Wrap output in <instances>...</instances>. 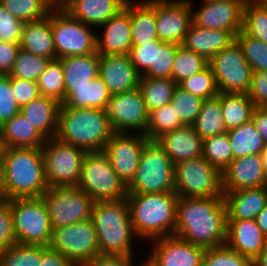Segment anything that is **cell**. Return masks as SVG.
I'll use <instances>...</instances> for the list:
<instances>
[{"label":"cell","mask_w":267,"mask_h":266,"mask_svg":"<svg viewBox=\"0 0 267 266\" xmlns=\"http://www.w3.org/2000/svg\"><path fill=\"white\" fill-rule=\"evenodd\" d=\"M49 188L76 186L80 179L86 151L56 137L46 139L41 147Z\"/></svg>","instance_id":"11"},{"label":"cell","mask_w":267,"mask_h":266,"mask_svg":"<svg viewBox=\"0 0 267 266\" xmlns=\"http://www.w3.org/2000/svg\"><path fill=\"white\" fill-rule=\"evenodd\" d=\"M41 245L15 244L0 253V266H39Z\"/></svg>","instance_id":"47"},{"label":"cell","mask_w":267,"mask_h":266,"mask_svg":"<svg viewBox=\"0 0 267 266\" xmlns=\"http://www.w3.org/2000/svg\"><path fill=\"white\" fill-rule=\"evenodd\" d=\"M148 141L149 139L141 133L114 132L106 143L103 152L126 186L138 169L143 148Z\"/></svg>","instance_id":"17"},{"label":"cell","mask_w":267,"mask_h":266,"mask_svg":"<svg viewBox=\"0 0 267 266\" xmlns=\"http://www.w3.org/2000/svg\"><path fill=\"white\" fill-rule=\"evenodd\" d=\"M111 94L103 80L97 76L82 86H73V91H65V107L106 109Z\"/></svg>","instance_id":"33"},{"label":"cell","mask_w":267,"mask_h":266,"mask_svg":"<svg viewBox=\"0 0 267 266\" xmlns=\"http://www.w3.org/2000/svg\"><path fill=\"white\" fill-rule=\"evenodd\" d=\"M17 244L9 200L0 203V253Z\"/></svg>","instance_id":"54"},{"label":"cell","mask_w":267,"mask_h":266,"mask_svg":"<svg viewBox=\"0 0 267 266\" xmlns=\"http://www.w3.org/2000/svg\"><path fill=\"white\" fill-rule=\"evenodd\" d=\"M20 112L11 86V76L0 75V126Z\"/></svg>","instance_id":"52"},{"label":"cell","mask_w":267,"mask_h":266,"mask_svg":"<svg viewBox=\"0 0 267 266\" xmlns=\"http://www.w3.org/2000/svg\"><path fill=\"white\" fill-rule=\"evenodd\" d=\"M259 1L262 2L267 7V0H259Z\"/></svg>","instance_id":"67"},{"label":"cell","mask_w":267,"mask_h":266,"mask_svg":"<svg viewBox=\"0 0 267 266\" xmlns=\"http://www.w3.org/2000/svg\"><path fill=\"white\" fill-rule=\"evenodd\" d=\"M243 31L252 38L267 43V7L259 0H246Z\"/></svg>","instance_id":"40"},{"label":"cell","mask_w":267,"mask_h":266,"mask_svg":"<svg viewBox=\"0 0 267 266\" xmlns=\"http://www.w3.org/2000/svg\"><path fill=\"white\" fill-rule=\"evenodd\" d=\"M1 152H2V145H1V141H0V160H1Z\"/></svg>","instance_id":"68"},{"label":"cell","mask_w":267,"mask_h":266,"mask_svg":"<svg viewBox=\"0 0 267 266\" xmlns=\"http://www.w3.org/2000/svg\"><path fill=\"white\" fill-rule=\"evenodd\" d=\"M267 186L260 155L233 159L222 172V192Z\"/></svg>","instance_id":"20"},{"label":"cell","mask_w":267,"mask_h":266,"mask_svg":"<svg viewBox=\"0 0 267 266\" xmlns=\"http://www.w3.org/2000/svg\"><path fill=\"white\" fill-rule=\"evenodd\" d=\"M202 266H253V260L222 245L205 250Z\"/></svg>","instance_id":"49"},{"label":"cell","mask_w":267,"mask_h":266,"mask_svg":"<svg viewBox=\"0 0 267 266\" xmlns=\"http://www.w3.org/2000/svg\"><path fill=\"white\" fill-rule=\"evenodd\" d=\"M54 7H62L64 0H48Z\"/></svg>","instance_id":"65"},{"label":"cell","mask_w":267,"mask_h":266,"mask_svg":"<svg viewBox=\"0 0 267 266\" xmlns=\"http://www.w3.org/2000/svg\"><path fill=\"white\" fill-rule=\"evenodd\" d=\"M127 0H64L62 8L85 25L99 27L117 14Z\"/></svg>","instance_id":"25"},{"label":"cell","mask_w":267,"mask_h":266,"mask_svg":"<svg viewBox=\"0 0 267 266\" xmlns=\"http://www.w3.org/2000/svg\"><path fill=\"white\" fill-rule=\"evenodd\" d=\"M235 40L253 72L267 71V43L252 38L243 30L235 36Z\"/></svg>","instance_id":"46"},{"label":"cell","mask_w":267,"mask_h":266,"mask_svg":"<svg viewBox=\"0 0 267 266\" xmlns=\"http://www.w3.org/2000/svg\"><path fill=\"white\" fill-rule=\"evenodd\" d=\"M51 28L56 59L96 52L97 33L94 27L73 18L62 7L51 10Z\"/></svg>","instance_id":"10"},{"label":"cell","mask_w":267,"mask_h":266,"mask_svg":"<svg viewBox=\"0 0 267 266\" xmlns=\"http://www.w3.org/2000/svg\"><path fill=\"white\" fill-rule=\"evenodd\" d=\"M190 1L192 23L198 27L229 31L236 36L243 30L246 0H202V6L194 9Z\"/></svg>","instance_id":"16"},{"label":"cell","mask_w":267,"mask_h":266,"mask_svg":"<svg viewBox=\"0 0 267 266\" xmlns=\"http://www.w3.org/2000/svg\"><path fill=\"white\" fill-rule=\"evenodd\" d=\"M211 165L221 173L233 160V153L229 137L226 132L208 137L203 140V155Z\"/></svg>","instance_id":"41"},{"label":"cell","mask_w":267,"mask_h":266,"mask_svg":"<svg viewBox=\"0 0 267 266\" xmlns=\"http://www.w3.org/2000/svg\"><path fill=\"white\" fill-rule=\"evenodd\" d=\"M105 110L114 132L145 133L149 113L139 88L111 95Z\"/></svg>","instance_id":"15"},{"label":"cell","mask_w":267,"mask_h":266,"mask_svg":"<svg viewBox=\"0 0 267 266\" xmlns=\"http://www.w3.org/2000/svg\"><path fill=\"white\" fill-rule=\"evenodd\" d=\"M36 82L40 95L53 98L60 104L65 101V78L59 59L50 60Z\"/></svg>","instance_id":"38"},{"label":"cell","mask_w":267,"mask_h":266,"mask_svg":"<svg viewBox=\"0 0 267 266\" xmlns=\"http://www.w3.org/2000/svg\"><path fill=\"white\" fill-rule=\"evenodd\" d=\"M177 50V44L165 43L159 40V48H156L155 69H149L143 77L172 79V65Z\"/></svg>","instance_id":"50"},{"label":"cell","mask_w":267,"mask_h":266,"mask_svg":"<svg viewBox=\"0 0 267 266\" xmlns=\"http://www.w3.org/2000/svg\"><path fill=\"white\" fill-rule=\"evenodd\" d=\"M39 266H75L64 255L51 249L49 246L41 245V259Z\"/></svg>","instance_id":"58"},{"label":"cell","mask_w":267,"mask_h":266,"mask_svg":"<svg viewBox=\"0 0 267 266\" xmlns=\"http://www.w3.org/2000/svg\"><path fill=\"white\" fill-rule=\"evenodd\" d=\"M253 266H267V242L260 254L254 259Z\"/></svg>","instance_id":"62"},{"label":"cell","mask_w":267,"mask_h":266,"mask_svg":"<svg viewBox=\"0 0 267 266\" xmlns=\"http://www.w3.org/2000/svg\"><path fill=\"white\" fill-rule=\"evenodd\" d=\"M174 192L178 197H224L222 173L203 157L174 164Z\"/></svg>","instance_id":"8"},{"label":"cell","mask_w":267,"mask_h":266,"mask_svg":"<svg viewBox=\"0 0 267 266\" xmlns=\"http://www.w3.org/2000/svg\"><path fill=\"white\" fill-rule=\"evenodd\" d=\"M203 100L177 85L170 104L179 120L184 125L191 126L200 112Z\"/></svg>","instance_id":"45"},{"label":"cell","mask_w":267,"mask_h":266,"mask_svg":"<svg viewBox=\"0 0 267 266\" xmlns=\"http://www.w3.org/2000/svg\"><path fill=\"white\" fill-rule=\"evenodd\" d=\"M23 25L22 20L8 12L0 3V41L19 44Z\"/></svg>","instance_id":"53"},{"label":"cell","mask_w":267,"mask_h":266,"mask_svg":"<svg viewBox=\"0 0 267 266\" xmlns=\"http://www.w3.org/2000/svg\"><path fill=\"white\" fill-rule=\"evenodd\" d=\"M219 92L248 94L253 70L246 61L241 46L235 40L210 60Z\"/></svg>","instance_id":"14"},{"label":"cell","mask_w":267,"mask_h":266,"mask_svg":"<svg viewBox=\"0 0 267 266\" xmlns=\"http://www.w3.org/2000/svg\"><path fill=\"white\" fill-rule=\"evenodd\" d=\"M258 227L261 229L262 233L267 238V205L255 218Z\"/></svg>","instance_id":"61"},{"label":"cell","mask_w":267,"mask_h":266,"mask_svg":"<svg viewBox=\"0 0 267 266\" xmlns=\"http://www.w3.org/2000/svg\"><path fill=\"white\" fill-rule=\"evenodd\" d=\"M174 164L161 146L149 140L144 148L140 164L127 194L174 192Z\"/></svg>","instance_id":"6"},{"label":"cell","mask_w":267,"mask_h":266,"mask_svg":"<svg viewBox=\"0 0 267 266\" xmlns=\"http://www.w3.org/2000/svg\"><path fill=\"white\" fill-rule=\"evenodd\" d=\"M20 45L0 41V75H9L15 64Z\"/></svg>","instance_id":"57"},{"label":"cell","mask_w":267,"mask_h":266,"mask_svg":"<svg viewBox=\"0 0 267 266\" xmlns=\"http://www.w3.org/2000/svg\"><path fill=\"white\" fill-rule=\"evenodd\" d=\"M209 65V62L201 55L188 50L183 45H178L172 65V80L179 84L184 79L201 72Z\"/></svg>","instance_id":"42"},{"label":"cell","mask_w":267,"mask_h":266,"mask_svg":"<svg viewBox=\"0 0 267 266\" xmlns=\"http://www.w3.org/2000/svg\"><path fill=\"white\" fill-rule=\"evenodd\" d=\"M156 48H159V40L143 46H132L128 55L140 76H143L149 69H155Z\"/></svg>","instance_id":"51"},{"label":"cell","mask_w":267,"mask_h":266,"mask_svg":"<svg viewBox=\"0 0 267 266\" xmlns=\"http://www.w3.org/2000/svg\"><path fill=\"white\" fill-rule=\"evenodd\" d=\"M227 134L233 159L248 155H260L266 146L261 135L256 131L252 120L228 130Z\"/></svg>","instance_id":"36"},{"label":"cell","mask_w":267,"mask_h":266,"mask_svg":"<svg viewBox=\"0 0 267 266\" xmlns=\"http://www.w3.org/2000/svg\"><path fill=\"white\" fill-rule=\"evenodd\" d=\"M7 200L37 198L48 190L41 148H2Z\"/></svg>","instance_id":"2"},{"label":"cell","mask_w":267,"mask_h":266,"mask_svg":"<svg viewBox=\"0 0 267 266\" xmlns=\"http://www.w3.org/2000/svg\"><path fill=\"white\" fill-rule=\"evenodd\" d=\"M91 220L96 229L101 255L133 257V240H137L124 199L97 201Z\"/></svg>","instance_id":"5"},{"label":"cell","mask_w":267,"mask_h":266,"mask_svg":"<svg viewBox=\"0 0 267 266\" xmlns=\"http://www.w3.org/2000/svg\"><path fill=\"white\" fill-rule=\"evenodd\" d=\"M184 126L176 116V112L171 104H165L162 107L149 112L148 123L144 135L149 139L156 141L162 135Z\"/></svg>","instance_id":"39"},{"label":"cell","mask_w":267,"mask_h":266,"mask_svg":"<svg viewBox=\"0 0 267 266\" xmlns=\"http://www.w3.org/2000/svg\"><path fill=\"white\" fill-rule=\"evenodd\" d=\"M51 229L91 219L94 201L76 186L51 187L42 195Z\"/></svg>","instance_id":"13"},{"label":"cell","mask_w":267,"mask_h":266,"mask_svg":"<svg viewBox=\"0 0 267 266\" xmlns=\"http://www.w3.org/2000/svg\"><path fill=\"white\" fill-rule=\"evenodd\" d=\"M227 209L224 197H178L176 236L205 249L225 245Z\"/></svg>","instance_id":"1"},{"label":"cell","mask_w":267,"mask_h":266,"mask_svg":"<svg viewBox=\"0 0 267 266\" xmlns=\"http://www.w3.org/2000/svg\"><path fill=\"white\" fill-rule=\"evenodd\" d=\"M267 238L258 227L256 220H227L226 241L230 249L254 259L265 247Z\"/></svg>","instance_id":"23"},{"label":"cell","mask_w":267,"mask_h":266,"mask_svg":"<svg viewBox=\"0 0 267 266\" xmlns=\"http://www.w3.org/2000/svg\"><path fill=\"white\" fill-rule=\"evenodd\" d=\"M171 78H148L140 76L139 86L148 113L171 102L177 87Z\"/></svg>","instance_id":"37"},{"label":"cell","mask_w":267,"mask_h":266,"mask_svg":"<svg viewBox=\"0 0 267 266\" xmlns=\"http://www.w3.org/2000/svg\"><path fill=\"white\" fill-rule=\"evenodd\" d=\"M156 11V32L165 43L182 45L192 24L189 0H147Z\"/></svg>","instance_id":"18"},{"label":"cell","mask_w":267,"mask_h":266,"mask_svg":"<svg viewBox=\"0 0 267 266\" xmlns=\"http://www.w3.org/2000/svg\"><path fill=\"white\" fill-rule=\"evenodd\" d=\"M233 41L235 36L229 31L205 29L192 23L182 45L209 62L216 53L228 47Z\"/></svg>","instance_id":"28"},{"label":"cell","mask_w":267,"mask_h":266,"mask_svg":"<svg viewBox=\"0 0 267 266\" xmlns=\"http://www.w3.org/2000/svg\"><path fill=\"white\" fill-rule=\"evenodd\" d=\"M0 3L23 22L43 19L54 8L48 0H0Z\"/></svg>","instance_id":"43"},{"label":"cell","mask_w":267,"mask_h":266,"mask_svg":"<svg viewBox=\"0 0 267 266\" xmlns=\"http://www.w3.org/2000/svg\"><path fill=\"white\" fill-rule=\"evenodd\" d=\"M220 103L227 131L251 120L255 105L248 94L220 92Z\"/></svg>","instance_id":"34"},{"label":"cell","mask_w":267,"mask_h":266,"mask_svg":"<svg viewBox=\"0 0 267 266\" xmlns=\"http://www.w3.org/2000/svg\"><path fill=\"white\" fill-rule=\"evenodd\" d=\"M156 142L170 157L173 164L203 155V140L189 125H184L162 135Z\"/></svg>","instance_id":"24"},{"label":"cell","mask_w":267,"mask_h":266,"mask_svg":"<svg viewBox=\"0 0 267 266\" xmlns=\"http://www.w3.org/2000/svg\"><path fill=\"white\" fill-rule=\"evenodd\" d=\"M251 120L256 131L261 135L264 143L267 145V107L255 106Z\"/></svg>","instance_id":"60"},{"label":"cell","mask_w":267,"mask_h":266,"mask_svg":"<svg viewBox=\"0 0 267 266\" xmlns=\"http://www.w3.org/2000/svg\"><path fill=\"white\" fill-rule=\"evenodd\" d=\"M114 133L105 109L71 108L60 105L55 137L84 149L103 151Z\"/></svg>","instance_id":"4"},{"label":"cell","mask_w":267,"mask_h":266,"mask_svg":"<svg viewBox=\"0 0 267 266\" xmlns=\"http://www.w3.org/2000/svg\"><path fill=\"white\" fill-rule=\"evenodd\" d=\"M178 86L204 100L216 97L219 94L215 76L209 65L201 72L181 81Z\"/></svg>","instance_id":"48"},{"label":"cell","mask_w":267,"mask_h":266,"mask_svg":"<svg viewBox=\"0 0 267 266\" xmlns=\"http://www.w3.org/2000/svg\"><path fill=\"white\" fill-rule=\"evenodd\" d=\"M99 77L111 95L138 88L140 79L129 55H100Z\"/></svg>","instance_id":"22"},{"label":"cell","mask_w":267,"mask_h":266,"mask_svg":"<svg viewBox=\"0 0 267 266\" xmlns=\"http://www.w3.org/2000/svg\"><path fill=\"white\" fill-rule=\"evenodd\" d=\"M17 244L49 246V212L42 197L9 199Z\"/></svg>","instance_id":"9"},{"label":"cell","mask_w":267,"mask_h":266,"mask_svg":"<svg viewBox=\"0 0 267 266\" xmlns=\"http://www.w3.org/2000/svg\"><path fill=\"white\" fill-rule=\"evenodd\" d=\"M100 55L90 53L80 56L61 57L65 78V91H73V86L88 84L99 76Z\"/></svg>","instance_id":"32"},{"label":"cell","mask_w":267,"mask_h":266,"mask_svg":"<svg viewBox=\"0 0 267 266\" xmlns=\"http://www.w3.org/2000/svg\"><path fill=\"white\" fill-rule=\"evenodd\" d=\"M2 148H41L46 138L19 112L0 126Z\"/></svg>","instance_id":"29"},{"label":"cell","mask_w":267,"mask_h":266,"mask_svg":"<svg viewBox=\"0 0 267 266\" xmlns=\"http://www.w3.org/2000/svg\"><path fill=\"white\" fill-rule=\"evenodd\" d=\"M177 199L175 192L127 194L130 220L139 241L148 243L175 234Z\"/></svg>","instance_id":"3"},{"label":"cell","mask_w":267,"mask_h":266,"mask_svg":"<svg viewBox=\"0 0 267 266\" xmlns=\"http://www.w3.org/2000/svg\"><path fill=\"white\" fill-rule=\"evenodd\" d=\"M60 103L53 98L40 95L20 108V113L46 139L55 137Z\"/></svg>","instance_id":"30"},{"label":"cell","mask_w":267,"mask_h":266,"mask_svg":"<svg viewBox=\"0 0 267 266\" xmlns=\"http://www.w3.org/2000/svg\"><path fill=\"white\" fill-rule=\"evenodd\" d=\"M76 187L94 202L121 200L128 193L127 186L113 170L110 159L103 151L86 153Z\"/></svg>","instance_id":"7"},{"label":"cell","mask_w":267,"mask_h":266,"mask_svg":"<svg viewBox=\"0 0 267 266\" xmlns=\"http://www.w3.org/2000/svg\"><path fill=\"white\" fill-rule=\"evenodd\" d=\"M127 0L124 7L129 11L133 46H143L159 40L156 32V11L147 0Z\"/></svg>","instance_id":"31"},{"label":"cell","mask_w":267,"mask_h":266,"mask_svg":"<svg viewBox=\"0 0 267 266\" xmlns=\"http://www.w3.org/2000/svg\"><path fill=\"white\" fill-rule=\"evenodd\" d=\"M227 220H251L267 205V186L223 192Z\"/></svg>","instance_id":"26"},{"label":"cell","mask_w":267,"mask_h":266,"mask_svg":"<svg viewBox=\"0 0 267 266\" xmlns=\"http://www.w3.org/2000/svg\"><path fill=\"white\" fill-rule=\"evenodd\" d=\"M260 156L262 159L264 172L267 178V145L265 146L264 150L261 152Z\"/></svg>","instance_id":"64"},{"label":"cell","mask_w":267,"mask_h":266,"mask_svg":"<svg viewBox=\"0 0 267 266\" xmlns=\"http://www.w3.org/2000/svg\"><path fill=\"white\" fill-rule=\"evenodd\" d=\"M134 258L135 257L100 255L96 256L84 266H135Z\"/></svg>","instance_id":"59"},{"label":"cell","mask_w":267,"mask_h":266,"mask_svg":"<svg viewBox=\"0 0 267 266\" xmlns=\"http://www.w3.org/2000/svg\"><path fill=\"white\" fill-rule=\"evenodd\" d=\"M49 62L50 59L47 57L35 55L20 49L9 76L23 80L37 81L39 75L45 70Z\"/></svg>","instance_id":"44"},{"label":"cell","mask_w":267,"mask_h":266,"mask_svg":"<svg viewBox=\"0 0 267 266\" xmlns=\"http://www.w3.org/2000/svg\"><path fill=\"white\" fill-rule=\"evenodd\" d=\"M142 263L139 264V266H151L150 264H148L145 260L141 261Z\"/></svg>","instance_id":"66"},{"label":"cell","mask_w":267,"mask_h":266,"mask_svg":"<svg viewBox=\"0 0 267 266\" xmlns=\"http://www.w3.org/2000/svg\"><path fill=\"white\" fill-rule=\"evenodd\" d=\"M191 126L202 140L227 131L220 103V92L216 97L203 100L200 112Z\"/></svg>","instance_id":"35"},{"label":"cell","mask_w":267,"mask_h":266,"mask_svg":"<svg viewBox=\"0 0 267 266\" xmlns=\"http://www.w3.org/2000/svg\"><path fill=\"white\" fill-rule=\"evenodd\" d=\"M20 49L49 58L56 59V50L51 28V11L43 19L24 22L22 27Z\"/></svg>","instance_id":"27"},{"label":"cell","mask_w":267,"mask_h":266,"mask_svg":"<svg viewBox=\"0 0 267 266\" xmlns=\"http://www.w3.org/2000/svg\"><path fill=\"white\" fill-rule=\"evenodd\" d=\"M145 260L151 266H202L205 248L176 235L155 239Z\"/></svg>","instance_id":"19"},{"label":"cell","mask_w":267,"mask_h":266,"mask_svg":"<svg viewBox=\"0 0 267 266\" xmlns=\"http://www.w3.org/2000/svg\"><path fill=\"white\" fill-rule=\"evenodd\" d=\"M249 98L257 107H267V71L253 72Z\"/></svg>","instance_id":"56"},{"label":"cell","mask_w":267,"mask_h":266,"mask_svg":"<svg viewBox=\"0 0 267 266\" xmlns=\"http://www.w3.org/2000/svg\"><path fill=\"white\" fill-rule=\"evenodd\" d=\"M7 200L6 190H5V182H4V170L3 164L0 160V203Z\"/></svg>","instance_id":"63"},{"label":"cell","mask_w":267,"mask_h":266,"mask_svg":"<svg viewBox=\"0 0 267 266\" xmlns=\"http://www.w3.org/2000/svg\"><path fill=\"white\" fill-rule=\"evenodd\" d=\"M11 86L16 103L20 108L40 96L36 81L23 80L11 76Z\"/></svg>","instance_id":"55"},{"label":"cell","mask_w":267,"mask_h":266,"mask_svg":"<svg viewBox=\"0 0 267 266\" xmlns=\"http://www.w3.org/2000/svg\"><path fill=\"white\" fill-rule=\"evenodd\" d=\"M96 52L99 55H128L133 46L129 11L124 7L98 28ZM101 36V37H100Z\"/></svg>","instance_id":"21"},{"label":"cell","mask_w":267,"mask_h":266,"mask_svg":"<svg viewBox=\"0 0 267 266\" xmlns=\"http://www.w3.org/2000/svg\"><path fill=\"white\" fill-rule=\"evenodd\" d=\"M49 247L64 255L75 266H84L101 255L91 219L53 229Z\"/></svg>","instance_id":"12"}]
</instances>
